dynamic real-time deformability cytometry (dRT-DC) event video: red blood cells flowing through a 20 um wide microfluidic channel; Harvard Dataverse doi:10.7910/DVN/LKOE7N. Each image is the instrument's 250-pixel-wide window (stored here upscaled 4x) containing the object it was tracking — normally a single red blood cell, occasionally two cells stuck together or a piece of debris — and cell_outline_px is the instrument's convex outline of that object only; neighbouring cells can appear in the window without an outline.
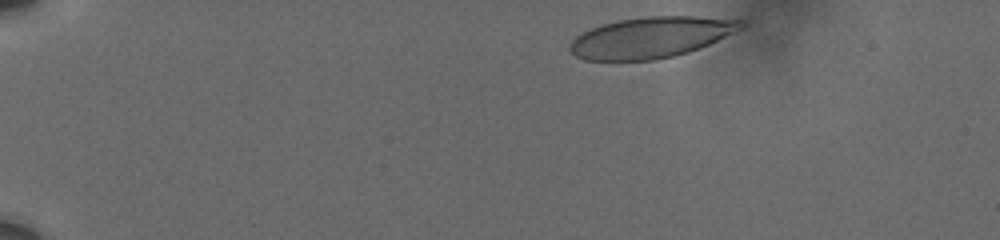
{"species": "human", "species_latin": "Homo sapiens", "temperature_condition": "cold", "stored_images_in_passage": 37, "camera_frame_rate_fps": 3000, "um_per_image_px": 0.085, "donor": {"sex": "male"}, "frame": {"image": 1, "passage_image": 1, "time_ms": 0.0, "image_size_px": [1000, 240], "cell_outline_px": [[744, 28], [708, 44], [688, 52], [672, 56], [652, 60], [584, 60], [576, 56], [568, 48], [568, 44], [576, 36], [592, 28], [616, 20], [648, 16], [696, 16], [744, 20]], "centroid_in_image_um": [55.33, 3.17], "position_along_channel_um": 29.7, "area_um2": 40.63}}
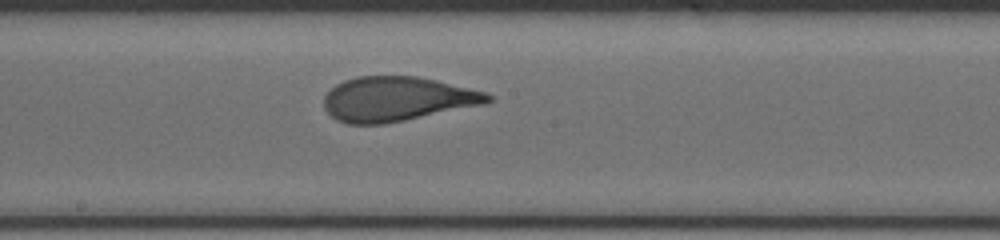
{"frame": {"image": 2, "passage_image": 20, "time_ms": 6.333, "image_size_px": [1000, 240], "cell_outline_px": [[496, 100], [484, 104], [384, 124], [348, 124], [336, 120], [324, 108], [324, 96], [336, 84], [344, 80], [356, 76], [416, 76], [436, 80], [488, 92]], "centroid_in_image_um": [33.76, 8.41], "position_along_channel_um": 214.4, "area_um2": 42.54}}
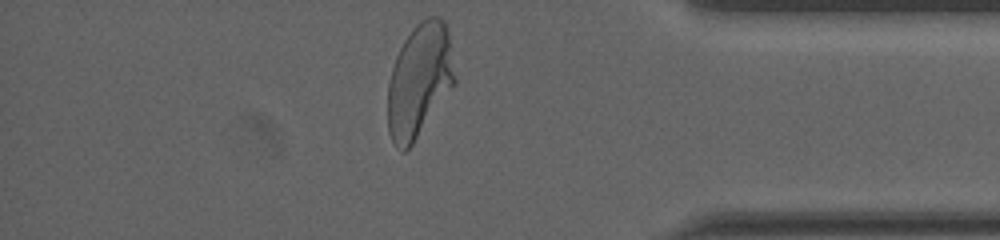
{"frame": {"image": 3, "passage_image": 37, "time_ms": 12.0, "image_size_px": [1000, 240], "cell_outline_px": [[456, 80], [412, 144], [404, 152], [400, 152], [396, 148], [388, 132], [388, 84], [392, 68], [396, 56], [404, 40], [412, 28], [420, 20], [428, 16], [440, 16], [444, 20], [448, 28]], "centroid_in_image_um": [35.63, 6.8], "position_along_channel_um": 399.6, "area_um2": 44.1}, "authors_computed_cell_mechanics": {"area_um2": 42.6564, "velocity_mm_per_s": 3.5945, "shape_relaxation_time_tau1_ms": 5.4291, "shape_relaxation_time_tau2_ms": null, "deformation_change_tau1": 0.1915, "deformation_change_tau2": null}}